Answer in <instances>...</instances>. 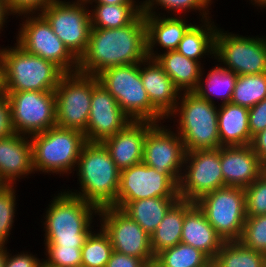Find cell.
<instances>
[{
  "label": "cell",
  "mask_w": 266,
  "mask_h": 267,
  "mask_svg": "<svg viewBox=\"0 0 266 267\" xmlns=\"http://www.w3.org/2000/svg\"><path fill=\"white\" fill-rule=\"evenodd\" d=\"M147 57L146 24L141 13L131 24L121 28H91L77 72L97 76L107 68L140 63Z\"/></svg>",
  "instance_id": "obj_1"
},
{
  "label": "cell",
  "mask_w": 266,
  "mask_h": 267,
  "mask_svg": "<svg viewBox=\"0 0 266 267\" xmlns=\"http://www.w3.org/2000/svg\"><path fill=\"white\" fill-rule=\"evenodd\" d=\"M63 190L57 195L54 194L42 216L44 244L82 247L90 232L94 230V217H98L99 209Z\"/></svg>",
  "instance_id": "obj_2"
},
{
  "label": "cell",
  "mask_w": 266,
  "mask_h": 267,
  "mask_svg": "<svg viewBox=\"0 0 266 267\" xmlns=\"http://www.w3.org/2000/svg\"><path fill=\"white\" fill-rule=\"evenodd\" d=\"M75 171L78 176L79 191L65 189L66 192L82 198L98 209L115 207L120 184V169L101 142H87L83 146Z\"/></svg>",
  "instance_id": "obj_3"
},
{
  "label": "cell",
  "mask_w": 266,
  "mask_h": 267,
  "mask_svg": "<svg viewBox=\"0 0 266 267\" xmlns=\"http://www.w3.org/2000/svg\"><path fill=\"white\" fill-rule=\"evenodd\" d=\"M218 108L219 105L201 98L193 91L181 92L175 110L167 119L172 121L175 118L173 122L177 123L173 126H176L175 131L181 137L186 152L221 147Z\"/></svg>",
  "instance_id": "obj_4"
},
{
  "label": "cell",
  "mask_w": 266,
  "mask_h": 267,
  "mask_svg": "<svg viewBox=\"0 0 266 267\" xmlns=\"http://www.w3.org/2000/svg\"><path fill=\"white\" fill-rule=\"evenodd\" d=\"M13 45L0 47L5 92L54 91L66 73L55 63Z\"/></svg>",
  "instance_id": "obj_5"
},
{
  "label": "cell",
  "mask_w": 266,
  "mask_h": 267,
  "mask_svg": "<svg viewBox=\"0 0 266 267\" xmlns=\"http://www.w3.org/2000/svg\"><path fill=\"white\" fill-rule=\"evenodd\" d=\"M30 140L34 173H55L62 177L75 171L82 148L87 143L83 132L58 126L33 134Z\"/></svg>",
  "instance_id": "obj_6"
},
{
  "label": "cell",
  "mask_w": 266,
  "mask_h": 267,
  "mask_svg": "<svg viewBox=\"0 0 266 267\" xmlns=\"http://www.w3.org/2000/svg\"><path fill=\"white\" fill-rule=\"evenodd\" d=\"M97 78L132 121L160 123L167 120L148 98L140 76V63L107 68Z\"/></svg>",
  "instance_id": "obj_7"
},
{
  "label": "cell",
  "mask_w": 266,
  "mask_h": 267,
  "mask_svg": "<svg viewBox=\"0 0 266 267\" xmlns=\"http://www.w3.org/2000/svg\"><path fill=\"white\" fill-rule=\"evenodd\" d=\"M18 16L22 19L16 35V43L19 46L33 55L55 63L65 73L77 72L78 59L56 36L40 13H25Z\"/></svg>",
  "instance_id": "obj_8"
},
{
  "label": "cell",
  "mask_w": 266,
  "mask_h": 267,
  "mask_svg": "<svg viewBox=\"0 0 266 267\" xmlns=\"http://www.w3.org/2000/svg\"><path fill=\"white\" fill-rule=\"evenodd\" d=\"M251 36L218 27L215 34V62L237 75L266 73V36Z\"/></svg>",
  "instance_id": "obj_9"
},
{
  "label": "cell",
  "mask_w": 266,
  "mask_h": 267,
  "mask_svg": "<svg viewBox=\"0 0 266 267\" xmlns=\"http://www.w3.org/2000/svg\"><path fill=\"white\" fill-rule=\"evenodd\" d=\"M195 203L224 241L240 239L246 219L244 188L226 186L216 189Z\"/></svg>",
  "instance_id": "obj_10"
},
{
  "label": "cell",
  "mask_w": 266,
  "mask_h": 267,
  "mask_svg": "<svg viewBox=\"0 0 266 267\" xmlns=\"http://www.w3.org/2000/svg\"><path fill=\"white\" fill-rule=\"evenodd\" d=\"M88 6L87 2L57 0L39 12L78 60L86 52L92 28Z\"/></svg>",
  "instance_id": "obj_11"
},
{
  "label": "cell",
  "mask_w": 266,
  "mask_h": 267,
  "mask_svg": "<svg viewBox=\"0 0 266 267\" xmlns=\"http://www.w3.org/2000/svg\"><path fill=\"white\" fill-rule=\"evenodd\" d=\"M15 133L31 136L56 126L54 91L5 92Z\"/></svg>",
  "instance_id": "obj_12"
},
{
  "label": "cell",
  "mask_w": 266,
  "mask_h": 267,
  "mask_svg": "<svg viewBox=\"0 0 266 267\" xmlns=\"http://www.w3.org/2000/svg\"><path fill=\"white\" fill-rule=\"evenodd\" d=\"M56 126L84 132L92 98V75L66 73L54 90Z\"/></svg>",
  "instance_id": "obj_13"
},
{
  "label": "cell",
  "mask_w": 266,
  "mask_h": 267,
  "mask_svg": "<svg viewBox=\"0 0 266 267\" xmlns=\"http://www.w3.org/2000/svg\"><path fill=\"white\" fill-rule=\"evenodd\" d=\"M224 187L220 148L186 152L178 185L180 199L195 203L205 194Z\"/></svg>",
  "instance_id": "obj_14"
},
{
  "label": "cell",
  "mask_w": 266,
  "mask_h": 267,
  "mask_svg": "<svg viewBox=\"0 0 266 267\" xmlns=\"http://www.w3.org/2000/svg\"><path fill=\"white\" fill-rule=\"evenodd\" d=\"M98 216V225L108 234L113 251L141 258L153 266L150 235L136 221L116 207L101 208Z\"/></svg>",
  "instance_id": "obj_15"
},
{
  "label": "cell",
  "mask_w": 266,
  "mask_h": 267,
  "mask_svg": "<svg viewBox=\"0 0 266 267\" xmlns=\"http://www.w3.org/2000/svg\"><path fill=\"white\" fill-rule=\"evenodd\" d=\"M178 185L170 174L159 173L142 161L120 170L115 207L122 210L129 202L145 198L179 197Z\"/></svg>",
  "instance_id": "obj_16"
},
{
  "label": "cell",
  "mask_w": 266,
  "mask_h": 267,
  "mask_svg": "<svg viewBox=\"0 0 266 267\" xmlns=\"http://www.w3.org/2000/svg\"><path fill=\"white\" fill-rule=\"evenodd\" d=\"M160 122L148 131L143 145L142 161L156 171L170 174L180 182L185 162L186 150L181 137L172 127ZM168 127V128H167Z\"/></svg>",
  "instance_id": "obj_17"
},
{
  "label": "cell",
  "mask_w": 266,
  "mask_h": 267,
  "mask_svg": "<svg viewBox=\"0 0 266 267\" xmlns=\"http://www.w3.org/2000/svg\"><path fill=\"white\" fill-rule=\"evenodd\" d=\"M132 120L120 108L117 100L92 76V98L86 130L87 142H102L124 129Z\"/></svg>",
  "instance_id": "obj_18"
},
{
  "label": "cell",
  "mask_w": 266,
  "mask_h": 267,
  "mask_svg": "<svg viewBox=\"0 0 266 267\" xmlns=\"http://www.w3.org/2000/svg\"><path fill=\"white\" fill-rule=\"evenodd\" d=\"M220 164L225 187L245 188L257 180L266 169L251 145L221 146Z\"/></svg>",
  "instance_id": "obj_19"
},
{
  "label": "cell",
  "mask_w": 266,
  "mask_h": 267,
  "mask_svg": "<svg viewBox=\"0 0 266 267\" xmlns=\"http://www.w3.org/2000/svg\"><path fill=\"white\" fill-rule=\"evenodd\" d=\"M34 175L30 136L12 133L0 137V180L16 185L20 179Z\"/></svg>",
  "instance_id": "obj_20"
},
{
  "label": "cell",
  "mask_w": 266,
  "mask_h": 267,
  "mask_svg": "<svg viewBox=\"0 0 266 267\" xmlns=\"http://www.w3.org/2000/svg\"><path fill=\"white\" fill-rule=\"evenodd\" d=\"M144 18L146 24L147 56L153 59L161 53L176 50L187 30L195 23L194 21L193 23L188 21L186 19L188 17L184 15L166 16L165 12L160 13V15L144 14ZM157 46L160 48H156Z\"/></svg>",
  "instance_id": "obj_21"
},
{
  "label": "cell",
  "mask_w": 266,
  "mask_h": 267,
  "mask_svg": "<svg viewBox=\"0 0 266 267\" xmlns=\"http://www.w3.org/2000/svg\"><path fill=\"white\" fill-rule=\"evenodd\" d=\"M154 124L150 121H131L124 129L101 142L120 170L142 162L147 131Z\"/></svg>",
  "instance_id": "obj_22"
},
{
  "label": "cell",
  "mask_w": 266,
  "mask_h": 267,
  "mask_svg": "<svg viewBox=\"0 0 266 267\" xmlns=\"http://www.w3.org/2000/svg\"><path fill=\"white\" fill-rule=\"evenodd\" d=\"M140 76L151 104L167 119L175 110L181 91L156 59L140 62Z\"/></svg>",
  "instance_id": "obj_23"
},
{
  "label": "cell",
  "mask_w": 266,
  "mask_h": 267,
  "mask_svg": "<svg viewBox=\"0 0 266 267\" xmlns=\"http://www.w3.org/2000/svg\"><path fill=\"white\" fill-rule=\"evenodd\" d=\"M224 242L196 203L185 200L181 243L191 245L213 260Z\"/></svg>",
  "instance_id": "obj_24"
},
{
  "label": "cell",
  "mask_w": 266,
  "mask_h": 267,
  "mask_svg": "<svg viewBox=\"0 0 266 267\" xmlns=\"http://www.w3.org/2000/svg\"><path fill=\"white\" fill-rule=\"evenodd\" d=\"M249 108L227 103L218 108V133L221 146L251 145Z\"/></svg>",
  "instance_id": "obj_25"
},
{
  "label": "cell",
  "mask_w": 266,
  "mask_h": 267,
  "mask_svg": "<svg viewBox=\"0 0 266 267\" xmlns=\"http://www.w3.org/2000/svg\"><path fill=\"white\" fill-rule=\"evenodd\" d=\"M155 59L181 92L197 88L203 68L201 62L189 59L177 50L161 53Z\"/></svg>",
  "instance_id": "obj_26"
},
{
  "label": "cell",
  "mask_w": 266,
  "mask_h": 267,
  "mask_svg": "<svg viewBox=\"0 0 266 267\" xmlns=\"http://www.w3.org/2000/svg\"><path fill=\"white\" fill-rule=\"evenodd\" d=\"M211 20L213 19L200 20L199 25L194 23L185 33L176 50L198 62L205 59L206 55L214 60L215 34L218 26Z\"/></svg>",
  "instance_id": "obj_27"
},
{
  "label": "cell",
  "mask_w": 266,
  "mask_h": 267,
  "mask_svg": "<svg viewBox=\"0 0 266 267\" xmlns=\"http://www.w3.org/2000/svg\"><path fill=\"white\" fill-rule=\"evenodd\" d=\"M203 69L204 66L197 88L193 92L213 104L218 103H215L217 97L221 101L218 105L230 103L238 75L224 68L220 63H216L206 75Z\"/></svg>",
  "instance_id": "obj_28"
},
{
  "label": "cell",
  "mask_w": 266,
  "mask_h": 267,
  "mask_svg": "<svg viewBox=\"0 0 266 267\" xmlns=\"http://www.w3.org/2000/svg\"><path fill=\"white\" fill-rule=\"evenodd\" d=\"M180 197H154L129 202L122 211L151 235Z\"/></svg>",
  "instance_id": "obj_29"
},
{
  "label": "cell",
  "mask_w": 266,
  "mask_h": 267,
  "mask_svg": "<svg viewBox=\"0 0 266 267\" xmlns=\"http://www.w3.org/2000/svg\"><path fill=\"white\" fill-rule=\"evenodd\" d=\"M184 216L185 200L179 199L150 235L151 251L154 257L163 250L172 248L181 242Z\"/></svg>",
  "instance_id": "obj_30"
},
{
  "label": "cell",
  "mask_w": 266,
  "mask_h": 267,
  "mask_svg": "<svg viewBox=\"0 0 266 267\" xmlns=\"http://www.w3.org/2000/svg\"><path fill=\"white\" fill-rule=\"evenodd\" d=\"M92 28H121L131 24L141 13L142 4L88 3ZM91 5V6H90Z\"/></svg>",
  "instance_id": "obj_31"
},
{
  "label": "cell",
  "mask_w": 266,
  "mask_h": 267,
  "mask_svg": "<svg viewBox=\"0 0 266 267\" xmlns=\"http://www.w3.org/2000/svg\"><path fill=\"white\" fill-rule=\"evenodd\" d=\"M266 255L246 248L239 241H225L212 260V267H263Z\"/></svg>",
  "instance_id": "obj_32"
},
{
  "label": "cell",
  "mask_w": 266,
  "mask_h": 267,
  "mask_svg": "<svg viewBox=\"0 0 266 267\" xmlns=\"http://www.w3.org/2000/svg\"><path fill=\"white\" fill-rule=\"evenodd\" d=\"M152 267H212V260L202 251L180 242L157 254Z\"/></svg>",
  "instance_id": "obj_33"
},
{
  "label": "cell",
  "mask_w": 266,
  "mask_h": 267,
  "mask_svg": "<svg viewBox=\"0 0 266 267\" xmlns=\"http://www.w3.org/2000/svg\"><path fill=\"white\" fill-rule=\"evenodd\" d=\"M141 2L142 13L144 14L160 15V12L164 10L166 14L168 13L167 15L178 16L181 14L182 16V13H184V16H188L186 13H191L193 11L195 13L198 12L199 21L200 18L201 21L212 18V14H210L211 12L209 10H212L210 8L214 3L213 0H141ZM159 9H161V11H158Z\"/></svg>",
  "instance_id": "obj_34"
},
{
  "label": "cell",
  "mask_w": 266,
  "mask_h": 267,
  "mask_svg": "<svg viewBox=\"0 0 266 267\" xmlns=\"http://www.w3.org/2000/svg\"><path fill=\"white\" fill-rule=\"evenodd\" d=\"M97 231H91L81 248V266L105 267L113 252L108 234L98 223Z\"/></svg>",
  "instance_id": "obj_35"
},
{
  "label": "cell",
  "mask_w": 266,
  "mask_h": 267,
  "mask_svg": "<svg viewBox=\"0 0 266 267\" xmlns=\"http://www.w3.org/2000/svg\"><path fill=\"white\" fill-rule=\"evenodd\" d=\"M266 98V73L238 75L231 103L251 108Z\"/></svg>",
  "instance_id": "obj_36"
},
{
  "label": "cell",
  "mask_w": 266,
  "mask_h": 267,
  "mask_svg": "<svg viewBox=\"0 0 266 267\" xmlns=\"http://www.w3.org/2000/svg\"><path fill=\"white\" fill-rule=\"evenodd\" d=\"M15 185H4L0 189V247H7L15 222L17 201ZM8 241V242H7Z\"/></svg>",
  "instance_id": "obj_37"
},
{
  "label": "cell",
  "mask_w": 266,
  "mask_h": 267,
  "mask_svg": "<svg viewBox=\"0 0 266 267\" xmlns=\"http://www.w3.org/2000/svg\"><path fill=\"white\" fill-rule=\"evenodd\" d=\"M238 241L246 248L266 255V215L246 216Z\"/></svg>",
  "instance_id": "obj_38"
},
{
  "label": "cell",
  "mask_w": 266,
  "mask_h": 267,
  "mask_svg": "<svg viewBox=\"0 0 266 267\" xmlns=\"http://www.w3.org/2000/svg\"><path fill=\"white\" fill-rule=\"evenodd\" d=\"M43 264L53 267H81L82 247H60L58 245H44Z\"/></svg>",
  "instance_id": "obj_39"
},
{
  "label": "cell",
  "mask_w": 266,
  "mask_h": 267,
  "mask_svg": "<svg viewBox=\"0 0 266 267\" xmlns=\"http://www.w3.org/2000/svg\"><path fill=\"white\" fill-rule=\"evenodd\" d=\"M244 190L246 216L266 215V170Z\"/></svg>",
  "instance_id": "obj_40"
},
{
  "label": "cell",
  "mask_w": 266,
  "mask_h": 267,
  "mask_svg": "<svg viewBox=\"0 0 266 267\" xmlns=\"http://www.w3.org/2000/svg\"><path fill=\"white\" fill-rule=\"evenodd\" d=\"M57 0H7V8L13 14L12 18L25 13H39L49 4ZM15 15V16H14Z\"/></svg>",
  "instance_id": "obj_41"
},
{
  "label": "cell",
  "mask_w": 266,
  "mask_h": 267,
  "mask_svg": "<svg viewBox=\"0 0 266 267\" xmlns=\"http://www.w3.org/2000/svg\"><path fill=\"white\" fill-rule=\"evenodd\" d=\"M248 123L252 137L266 129V98L249 108Z\"/></svg>",
  "instance_id": "obj_42"
},
{
  "label": "cell",
  "mask_w": 266,
  "mask_h": 267,
  "mask_svg": "<svg viewBox=\"0 0 266 267\" xmlns=\"http://www.w3.org/2000/svg\"><path fill=\"white\" fill-rule=\"evenodd\" d=\"M7 250V257L4 267H41L43 261L39 257L28 251H20L18 254L9 253Z\"/></svg>",
  "instance_id": "obj_43"
},
{
  "label": "cell",
  "mask_w": 266,
  "mask_h": 267,
  "mask_svg": "<svg viewBox=\"0 0 266 267\" xmlns=\"http://www.w3.org/2000/svg\"><path fill=\"white\" fill-rule=\"evenodd\" d=\"M105 267H149L141 258L113 251Z\"/></svg>",
  "instance_id": "obj_44"
},
{
  "label": "cell",
  "mask_w": 266,
  "mask_h": 267,
  "mask_svg": "<svg viewBox=\"0 0 266 267\" xmlns=\"http://www.w3.org/2000/svg\"><path fill=\"white\" fill-rule=\"evenodd\" d=\"M14 133L11 121V111L5 96L0 97V137Z\"/></svg>",
  "instance_id": "obj_45"
},
{
  "label": "cell",
  "mask_w": 266,
  "mask_h": 267,
  "mask_svg": "<svg viewBox=\"0 0 266 267\" xmlns=\"http://www.w3.org/2000/svg\"><path fill=\"white\" fill-rule=\"evenodd\" d=\"M251 147L266 166V129L253 136Z\"/></svg>",
  "instance_id": "obj_46"
},
{
  "label": "cell",
  "mask_w": 266,
  "mask_h": 267,
  "mask_svg": "<svg viewBox=\"0 0 266 267\" xmlns=\"http://www.w3.org/2000/svg\"><path fill=\"white\" fill-rule=\"evenodd\" d=\"M12 16L13 14L7 8V3L5 0H0V34L4 30V25L7 23L8 16Z\"/></svg>",
  "instance_id": "obj_47"
},
{
  "label": "cell",
  "mask_w": 266,
  "mask_h": 267,
  "mask_svg": "<svg viewBox=\"0 0 266 267\" xmlns=\"http://www.w3.org/2000/svg\"><path fill=\"white\" fill-rule=\"evenodd\" d=\"M87 3H101V4H111V5H119V4H142L139 0H89Z\"/></svg>",
  "instance_id": "obj_48"
},
{
  "label": "cell",
  "mask_w": 266,
  "mask_h": 267,
  "mask_svg": "<svg viewBox=\"0 0 266 267\" xmlns=\"http://www.w3.org/2000/svg\"><path fill=\"white\" fill-rule=\"evenodd\" d=\"M2 96H5V90H4L3 61L0 55V97Z\"/></svg>",
  "instance_id": "obj_49"
},
{
  "label": "cell",
  "mask_w": 266,
  "mask_h": 267,
  "mask_svg": "<svg viewBox=\"0 0 266 267\" xmlns=\"http://www.w3.org/2000/svg\"><path fill=\"white\" fill-rule=\"evenodd\" d=\"M7 250V247H0V267L5 266Z\"/></svg>",
  "instance_id": "obj_50"
},
{
  "label": "cell",
  "mask_w": 266,
  "mask_h": 267,
  "mask_svg": "<svg viewBox=\"0 0 266 267\" xmlns=\"http://www.w3.org/2000/svg\"><path fill=\"white\" fill-rule=\"evenodd\" d=\"M249 1H250V4L254 5V7H257V9H261V10L266 9V0H249Z\"/></svg>",
  "instance_id": "obj_51"
},
{
  "label": "cell",
  "mask_w": 266,
  "mask_h": 267,
  "mask_svg": "<svg viewBox=\"0 0 266 267\" xmlns=\"http://www.w3.org/2000/svg\"><path fill=\"white\" fill-rule=\"evenodd\" d=\"M4 186V183L0 180V189Z\"/></svg>",
  "instance_id": "obj_52"
},
{
  "label": "cell",
  "mask_w": 266,
  "mask_h": 267,
  "mask_svg": "<svg viewBox=\"0 0 266 267\" xmlns=\"http://www.w3.org/2000/svg\"><path fill=\"white\" fill-rule=\"evenodd\" d=\"M72 1H73V0H72ZM75 1L88 2L89 0H75Z\"/></svg>",
  "instance_id": "obj_53"
},
{
  "label": "cell",
  "mask_w": 266,
  "mask_h": 267,
  "mask_svg": "<svg viewBox=\"0 0 266 267\" xmlns=\"http://www.w3.org/2000/svg\"><path fill=\"white\" fill-rule=\"evenodd\" d=\"M41 267H53V266H47L42 263Z\"/></svg>",
  "instance_id": "obj_54"
}]
</instances>
